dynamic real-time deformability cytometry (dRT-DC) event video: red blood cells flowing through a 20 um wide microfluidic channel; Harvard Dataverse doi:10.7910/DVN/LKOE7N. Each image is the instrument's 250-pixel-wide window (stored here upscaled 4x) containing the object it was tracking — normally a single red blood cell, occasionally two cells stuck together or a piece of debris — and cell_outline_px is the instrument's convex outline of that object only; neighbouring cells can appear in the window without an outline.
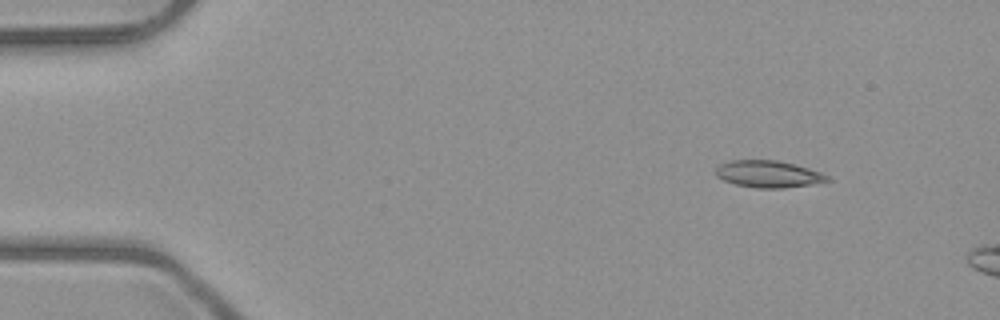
{"species": "common noctule bat (a hibernating species)", "species_latin": "Nyctalus noctula", "temperature_condition": "room temperature", "stored_images_in_passage": 2, "camera_frame_rate_fps": 3000, "um_per_image_px": 0.085, "animal": {"sex": "male", "body_mass_g": 23.1, "forearm_length_mm": 52.7}, "frame": {"image": 1, "passage_image": 1, "time_ms": 0.0, "image_size_px": [1000, 320], "cell_outline_px": [[832, 180], [812, 184], [784, 188], [756, 188], [736, 184], [724, 180], [716, 176], [716, 168], [720, 164], [728, 160], [776, 160], [796, 164], [820, 172], [828, 176]], "centroid_in_image_um": [65.31, 14.79], "position_along_channel_um": 19.7, "area_um2": 17.51}}